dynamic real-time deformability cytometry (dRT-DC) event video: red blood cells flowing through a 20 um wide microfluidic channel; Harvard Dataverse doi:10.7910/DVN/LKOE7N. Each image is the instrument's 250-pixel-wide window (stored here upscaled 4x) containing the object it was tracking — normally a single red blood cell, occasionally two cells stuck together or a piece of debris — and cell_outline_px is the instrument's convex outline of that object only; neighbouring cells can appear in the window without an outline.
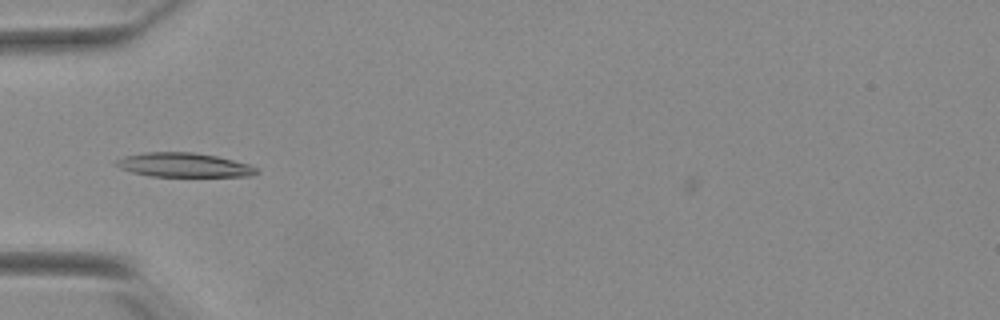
{"species": "Egyptian fruit bat (a non-hibernating species)", "species_latin": "Rousettus aegyptiacus", "temperature_condition": "warm", "stored_images_in_passage": 39, "camera_frame_rate_fps": 3000, "um_per_image_px": 0.085, "animal": {"sex": "female"}, "frame": {"image": 1, "passage_image": 4, "time_ms": 1.0, "image_size_px": [1000, 320], "cell_outline_px": [[260, 172], [252, 176], [152, 176], [132, 172], [120, 168], [116, 164], [116, 160], [124, 156], [144, 152], [192, 152], [216, 156], [248, 164], [256, 168]], "centroid_in_image_um": [15.62, 14.02], "position_along_channel_um": 69.4, "area_um2": 19.59}}
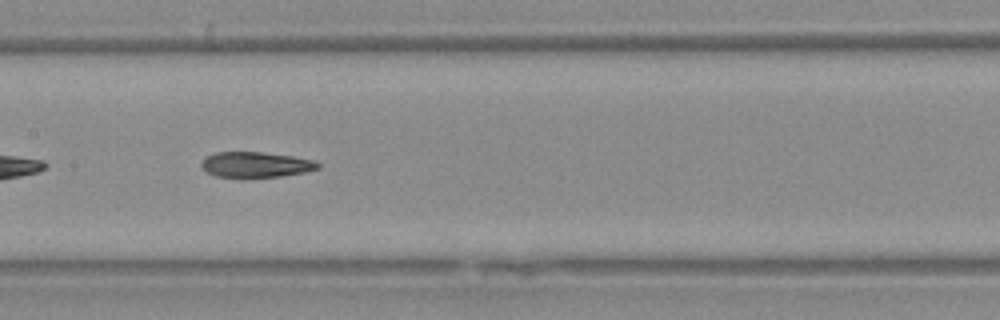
{"frame": {"image": 2, "passage_image": 13, "time_ms": 4.0, "image_size_px": [1000, 320], "cell_outline_px": [[320, 168], [304, 172], [280, 176], [244, 180], [240, 180], [216, 176], [204, 172], [200, 164], [208, 156], [216, 152], [260, 152], [292, 156], [316, 160], [320, 164]], "centroid_in_image_um": [21.71, 14.04], "position_along_channel_um": 185.7, "area_um2": 17.98}}
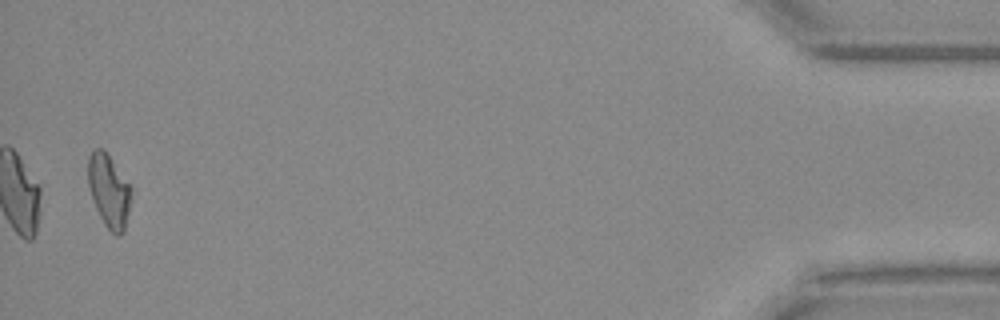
{"frame": {"image": 3, "passage_image": 38, "time_ms": 12.333, "image_size_px": [1000, 320], "cell_outline_px": [[132, 188], [128, 212], [124, 232], [120, 236], [116, 236], [104, 224], [96, 208], [88, 184], [88, 156], [96, 148], [104, 148]], "centroid_in_image_um": [9.26, 16.21], "position_along_channel_um": 425.9, "area_um2": 18.21}, "authors_computed_cell_mechanics": {"area_um2": 18.207, "velocity_mm_per_s": 3.8825, "shape_relaxation_time_tau1_ms": 11.0747, "shape_relaxation_time_tau2_ms": 3.8119, "deformation_change_tau1": 0.3246, "deformation_change_tau2": 0.0823}}